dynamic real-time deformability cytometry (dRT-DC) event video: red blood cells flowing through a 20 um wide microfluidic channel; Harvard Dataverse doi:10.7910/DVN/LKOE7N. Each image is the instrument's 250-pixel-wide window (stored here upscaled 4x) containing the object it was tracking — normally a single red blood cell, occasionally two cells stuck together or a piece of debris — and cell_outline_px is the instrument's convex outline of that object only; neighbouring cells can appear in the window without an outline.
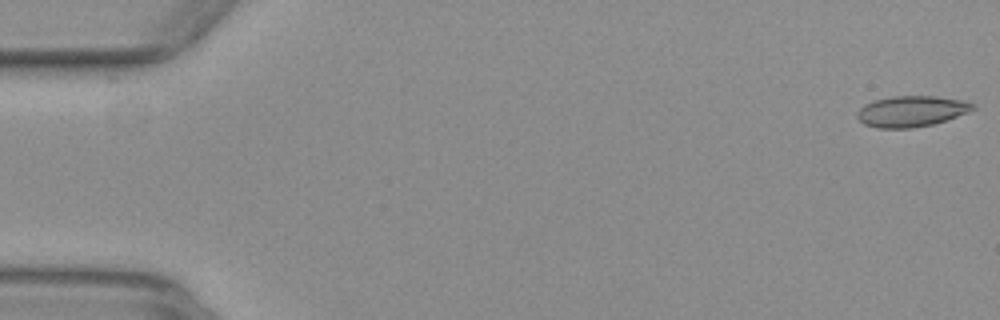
{"species": "common noctule bat (a hibernating species)", "species_latin": "Nyctalus noctula", "temperature_condition": "warm", "stored_images_in_passage": 53, "camera_frame_rate_fps": 3000, "um_per_image_px": 0.085, "animal": {"sex": "female", "body_mass_g": 29.2, "forearm_length_mm": 56.3}, "frame": {"image": 1, "passage_image": 1, "time_ms": 0.0, "image_size_px": [1000, 320], "cell_outline_px": [[976, 108], [968, 112], [932, 124], [912, 128], [876, 128], [864, 124], [856, 116], [856, 112], [864, 104], [876, 100], [892, 96], [936, 96], [968, 100], [976, 104]], "centroid_in_image_um": [77.49, 9.45], "position_along_channel_um": 7.5, "area_um2": 20.92}}
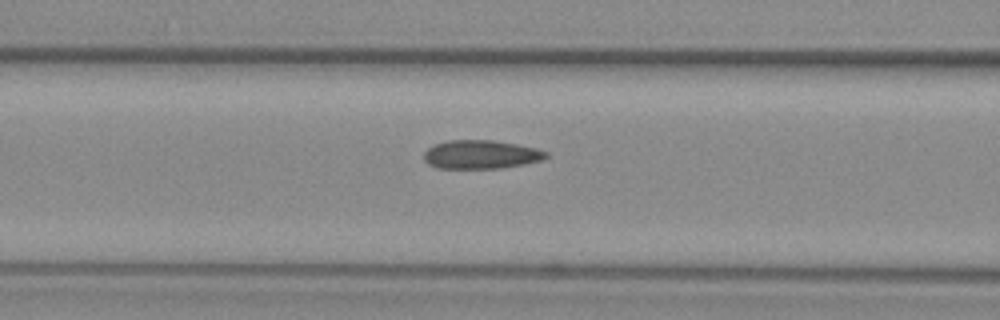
{"frame": {"image": 2, "passage_image": 22, "time_ms": 7.0, "image_size_px": [1000, 320], "cell_outline_px": [[548, 156], [544, 160], [524, 164], [500, 168], [436, 168], [428, 164], [424, 160], [424, 152], [428, 148], [436, 144], [448, 140], [492, 140], [516, 144], [536, 148], [548, 152]], "centroid_in_image_um": [40.89, 13.13], "position_along_channel_um": 125.7, "area_um2": 20.4}}
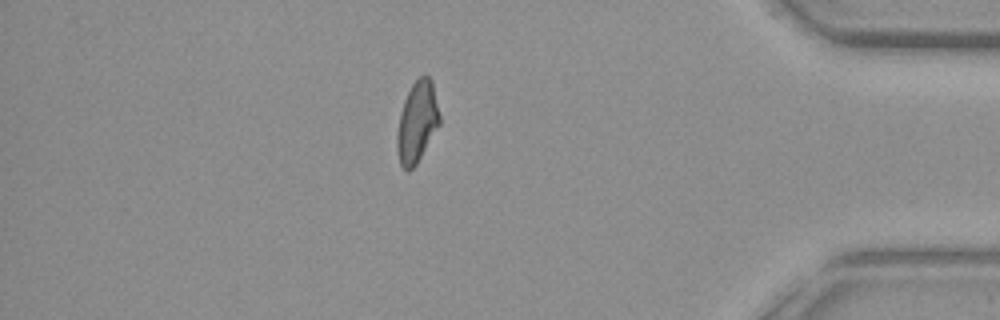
{"frame": {"image": 3, "passage_image": 46, "time_ms": 15.0, "image_size_px": [1000, 320], "cell_outline_px": [[440, 124], [416, 164], [408, 172], [400, 164], [396, 148], [396, 136], [400, 112], [404, 100], [412, 84], [420, 76], [428, 76], [432, 80], [440, 116]], "centroid_in_image_um": [35.44, 10.38], "position_along_channel_um": 399.8, "area_um2": 20.0}, "authors_computed_cell_mechanics": {"area_um2": 20.4034, "velocity_mm_per_s": 3.9237, "shape_relaxation_time_tau1_ms": null, "shape_relaxation_time_tau2_ms": 2.0156, "deformation_change_tau1": null, "deformation_change_tau2": 0.0895}}